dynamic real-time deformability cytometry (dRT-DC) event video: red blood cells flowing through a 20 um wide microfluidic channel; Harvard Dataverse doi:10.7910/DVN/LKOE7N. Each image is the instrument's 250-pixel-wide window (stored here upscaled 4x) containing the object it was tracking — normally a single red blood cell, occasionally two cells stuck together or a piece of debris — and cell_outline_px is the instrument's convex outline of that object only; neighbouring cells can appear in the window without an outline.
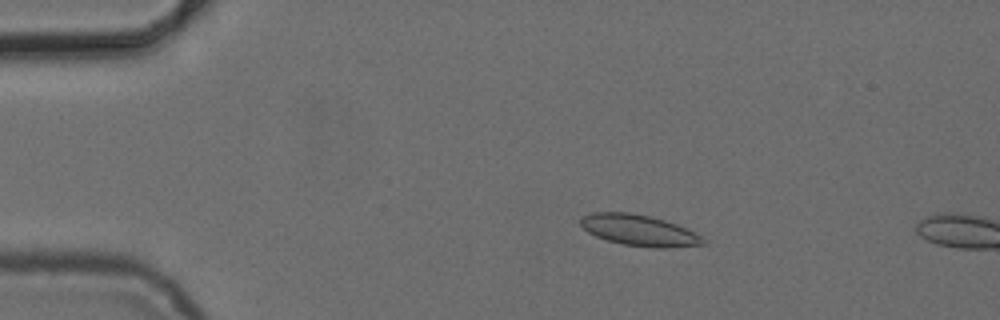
{"species": "common noctule bat (a hibernating species)", "species_latin": "Nyctalus noctula", "temperature_condition": "cold", "stored_images_in_passage": 4, "camera_frame_rate_fps": 3000, "um_per_image_px": 0.085, "animal": {"sex": "female", "body_mass_g": 24.6, "forearm_length_mm": 56.2}, "frame": {"image": 1, "passage_image": 3, "time_ms": 2.333, "image_size_px": [1000, 320], "cell_outline_px": [[708, 240], [704, 244], [668, 248], [652, 248], [624, 244], [608, 240], [596, 236], [588, 232], [580, 224], [580, 216], [592, 212], [628, 212], [648, 216], [664, 220], [676, 224]], "centroid_in_image_um": [54.3, 19.57], "position_along_channel_um": 30.7, "area_um2": 22.02}}